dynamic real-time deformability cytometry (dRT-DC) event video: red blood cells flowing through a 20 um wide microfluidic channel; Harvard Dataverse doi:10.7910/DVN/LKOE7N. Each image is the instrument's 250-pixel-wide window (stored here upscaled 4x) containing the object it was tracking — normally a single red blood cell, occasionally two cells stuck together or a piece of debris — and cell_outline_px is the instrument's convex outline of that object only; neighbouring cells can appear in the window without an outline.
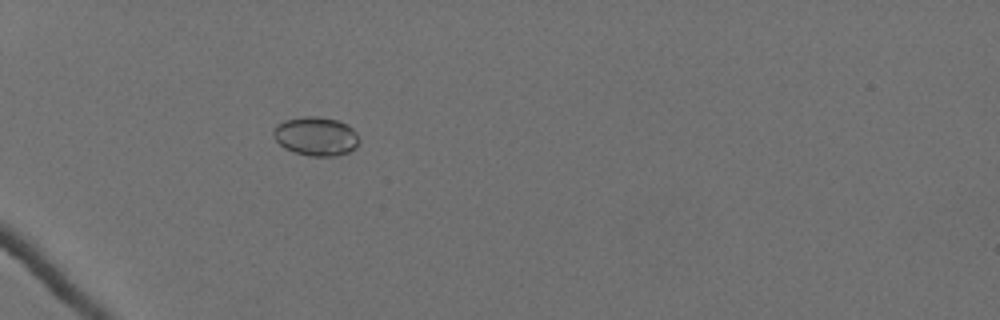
{"species": "Egyptian fruit bat (a non-hibernating species)", "species_latin": "Rousettus aegyptiacus", "temperature_condition": "cold", "stored_images_in_passage": 41, "camera_frame_rate_fps": 3000, "um_per_image_px": 0.085, "animal": {"sex": "female"}, "frame": {"image": 1, "passage_image": 2, "time_ms": 0.333, "image_size_px": [1000, 320], "cell_outline_px": [[360, 140], [356, 148], [348, 152], [336, 156], [308, 156], [284, 148], [276, 140], [272, 132], [276, 124], [284, 120], [304, 116], [316, 116], [336, 120], [348, 124], [356, 132]], "centroid_in_image_um": [26.87, 11.58], "position_along_channel_um": 58.1, "area_um2": 19.54}}
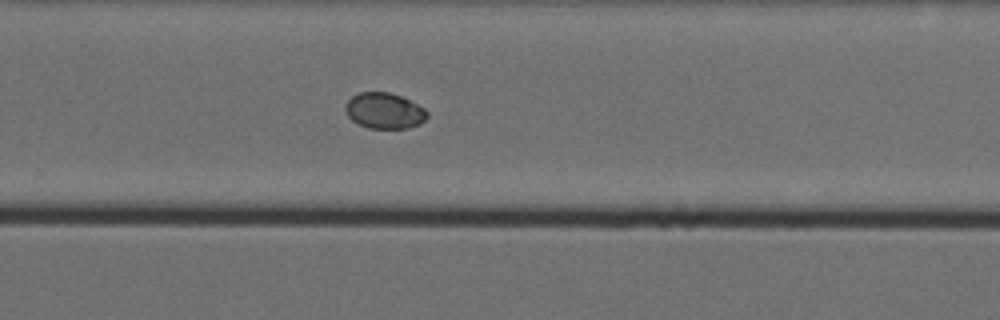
{"frame": {"image": 2, "passage_image": 24, "time_ms": 7.667, "image_size_px": [1000, 320], "cell_outline_px": [[428, 116], [420, 124], [408, 128], [368, 128], [352, 120], [348, 116], [344, 108], [348, 100], [352, 96], [360, 92], [388, 92], [400, 96], [424, 108], [428, 112]], "centroid_in_image_um": [32.67, 9.42], "position_along_channel_um": 297.1, "area_um2": 16.94}}
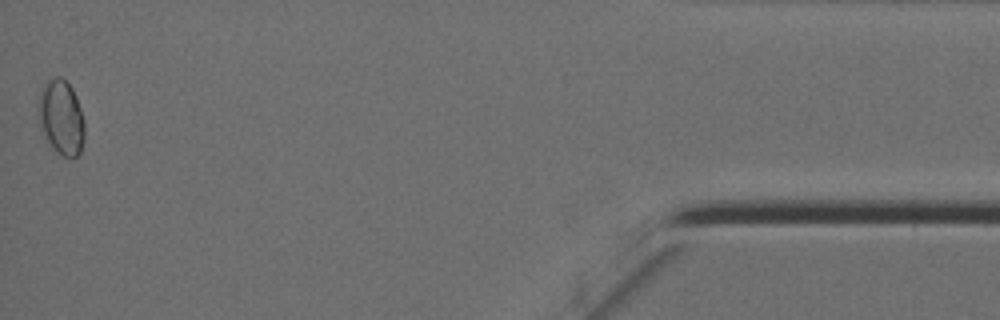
{"frame": {"image": 3, "passage_image": 41, "time_ms": 13.333, "image_size_px": [1000, 320], "cell_outline_px": [[84, 140], [80, 152], [72, 160], [56, 152], [48, 144], [40, 128], [36, 112], [36, 104], [44, 84], [48, 80], [56, 76], [60, 76], [72, 88], [76, 96], [84, 120]], "centroid_in_image_um": [5.17, 10.01], "position_along_channel_um": 430.0, "area_um2": 20.63}, "authors_computed_cell_mechanics": {"area_um2": 17.6868, "velocity_mm_per_s": 3.5279, "shape_relaxation_time_tau1_ms": 4.4663, "shape_relaxation_time_tau2_ms": null, "deformation_change_tau1": 0.0511, "deformation_change_tau2": null}}